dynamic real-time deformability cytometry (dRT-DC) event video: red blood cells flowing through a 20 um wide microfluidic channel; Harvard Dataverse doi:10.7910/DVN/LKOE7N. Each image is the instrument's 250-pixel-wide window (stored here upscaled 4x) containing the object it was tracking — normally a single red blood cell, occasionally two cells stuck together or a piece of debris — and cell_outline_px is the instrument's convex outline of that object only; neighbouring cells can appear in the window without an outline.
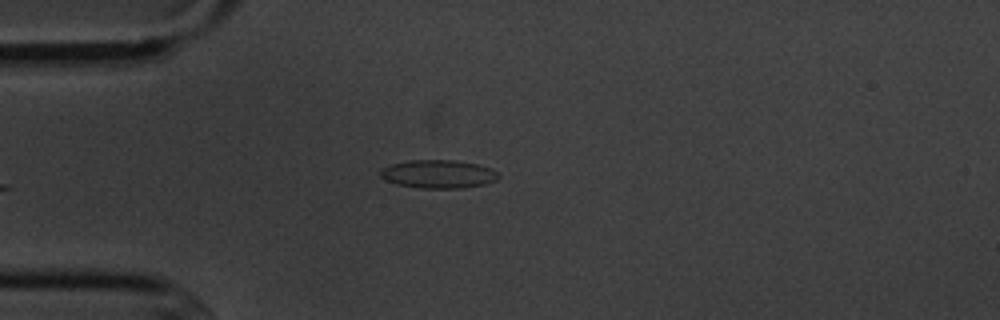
{"species": "common noctule bat (a hibernating species)", "species_latin": "Nyctalus noctula", "temperature_condition": "cold", "stored_images_in_passage": 5, "camera_frame_rate_fps": 3000, "um_per_image_px": 0.085, "animal": {"sex": "male", "body_mass_g": 20.1, "forearm_length_mm": 53.5}, "frame": {"image": 1, "passage_image": 5, "time_ms": 5.333, "image_size_px": [1000, 320], "cell_outline_px": [[500, 176], [496, 180], [484, 184], [460, 188], [420, 188], [396, 184], [384, 180], [380, 176], [380, 168], [392, 164], [412, 160], [456, 160], [476, 164], [492, 168]], "centroid_in_image_um": [37.23, 14.79], "position_along_channel_um": 47.8, "area_um2": 19.48}}